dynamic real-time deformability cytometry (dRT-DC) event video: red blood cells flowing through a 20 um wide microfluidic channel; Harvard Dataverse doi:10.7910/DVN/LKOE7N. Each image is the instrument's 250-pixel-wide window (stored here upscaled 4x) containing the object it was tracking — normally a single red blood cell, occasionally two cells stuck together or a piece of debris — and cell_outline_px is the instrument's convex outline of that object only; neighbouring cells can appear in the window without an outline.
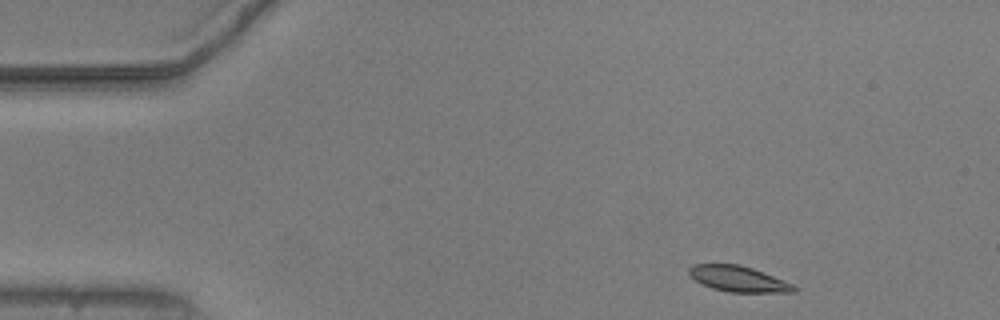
{"species": "common noctule bat (a hibernating species)", "species_latin": "Nyctalus noctula", "temperature_condition": "warm", "stored_images_in_passage": 48, "camera_frame_rate_fps": 3000, "um_per_image_px": 0.085, "animal": {"sex": "male", "body_mass_g": 20.5, "forearm_length_mm": 52.5}, "frame": {"image": 1, "passage_image": 1, "time_ms": 0.0, "image_size_px": [1000, 320], "cell_outline_px": [[796, 292], [728, 292], [712, 288], [696, 280], [688, 272], [688, 268], [692, 264], [740, 264], [752, 268], [792, 284], [796, 288]], "centroid_in_image_um": [62.73, 23.7], "position_along_channel_um": 22.3, "area_um2": 15.43}}
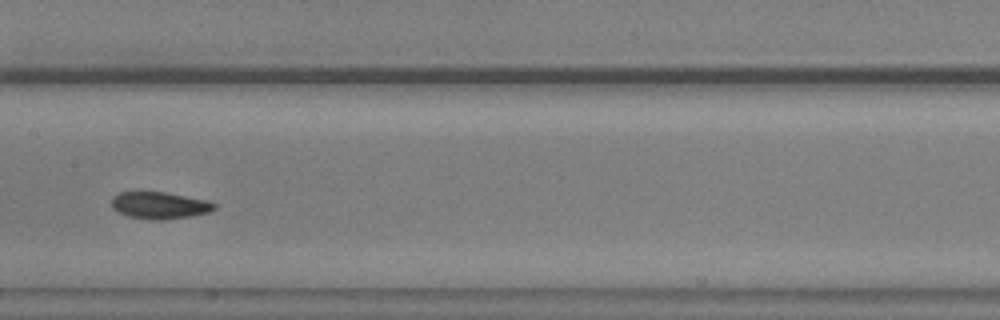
{"frame": {"image": 2, "passage_image": 21, "time_ms": 6.667, "image_size_px": [1000, 320], "cell_outline_px": [[216, 208], [208, 212], [188, 216], [164, 220], [156, 220], [128, 216], [116, 212], [112, 208], [112, 196], [120, 192], [164, 192], [208, 200], [216, 204]], "centroid_in_image_um": [13.54, 17.45], "position_along_channel_um": 193.9, "area_um2": 16.07}}
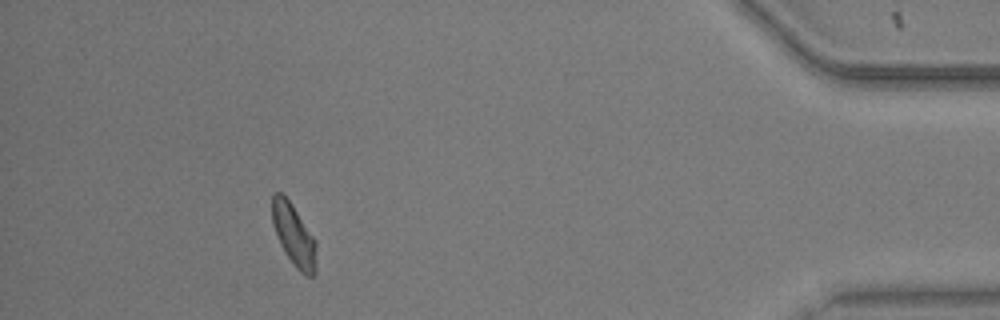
{"frame": {"image": 3, "passage_image": 43, "time_ms": 14.0, "image_size_px": [1000, 320], "cell_outline_px": [[316, 272], [312, 276], [308, 276], [300, 272], [296, 268], [280, 244], [272, 224], [272, 196], [276, 192], [280, 192], [292, 204], [316, 240]], "centroid_in_image_um": [24.98, 19.99], "position_along_channel_um": 410.2, "area_um2": 15.84}, "authors_computed_cell_mechanics": {"area_um2": 16.1262, "velocity_mm_per_s": 3.7401, "shape_relaxation_time_tau1_ms": 4.1423, "shape_relaxation_time_tau2_ms": 2.5237, "deformation_change_tau1": 0.1262, "deformation_change_tau2": 0.0592}}